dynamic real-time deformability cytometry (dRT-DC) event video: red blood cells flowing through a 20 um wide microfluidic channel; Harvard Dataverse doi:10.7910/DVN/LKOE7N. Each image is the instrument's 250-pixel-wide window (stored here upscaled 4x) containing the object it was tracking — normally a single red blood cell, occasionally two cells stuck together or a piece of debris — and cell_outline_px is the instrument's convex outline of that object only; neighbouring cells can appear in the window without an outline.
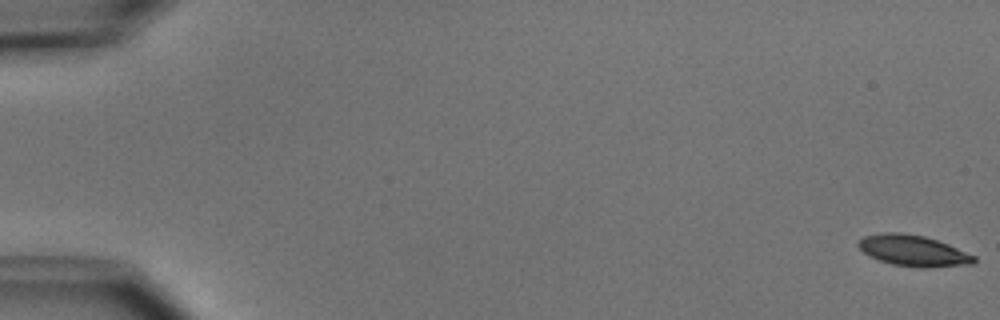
{"species": "common noctule bat (a hibernating species)", "species_latin": "Nyctalus noctula", "temperature_condition": "cold", "stored_images_in_passage": 54, "camera_frame_rate_fps": 3000, "um_per_image_px": 0.085, "animal": {"sex": "male", "body_mass_g": 15.6}, "frame": {"image": 1, "passage_image": 1, "time_ms": 0.0, "image_size_px": [1000, 320], "cell_outline_px": [[976, 260], [972, 264], [924, 268], [920, 268], [892, 264], [880, 260], [864, 252], [856, 244], [864, 236], [880, 232], [900, 232], [924, 236], [948, 244], [976, 256]], "centroid_in_image_um": [77.63, 21.3], "position_along_channel_um": 7.4, "area_um2": 20.81}}
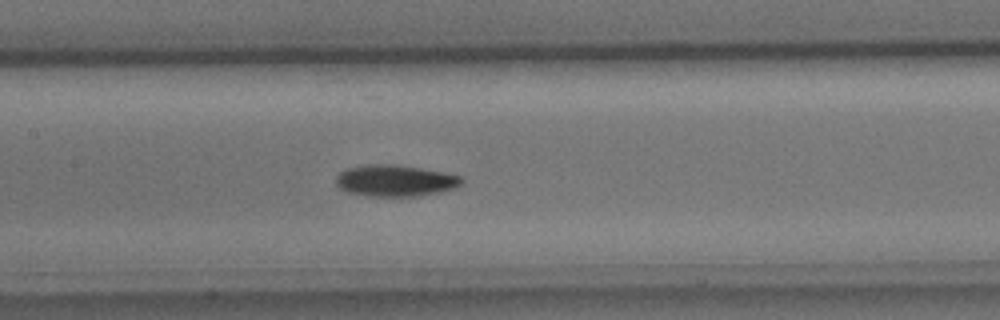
{"frame": {"image": 2, "passage_image": 27, "time_ms": 8.667, "image_size_px": [1000, 320], "cell_outline_px": [[464, 180], [456, 188], [440, 192], [416, 196], [368, 196], [348, 192], [340, 188], [336, 184], [336, 176], [340, 172], [348, 168], [372, 164], [392, 164], [420, 168], [444, 172], [464, 176]], "centroid_in_image_um": [33.63, 15.36], "position_along_channel_um": 173.8, "area_um2": 23.06}}
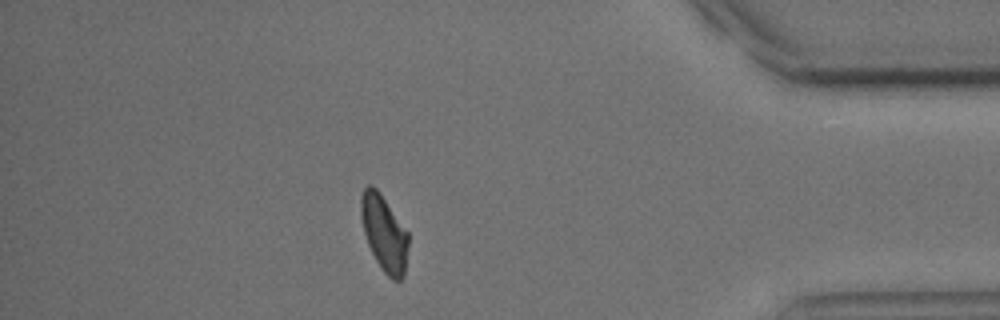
{"frame": {"image": 3, "passage_image": 48, "time_ms": 15.667, "image_size_px": [1000, 320], "cell_outline_px": [[408, 244], [404, 276], [400, 280], [392, 280], [384, 272], [376, 260], [368, 244], [364, 232], [360, 216], [360, 196], [364, 188], [368, 184], [372, 184], [380, 192], [408, 232]], "centroid_in_image_um": [32.64, 19.79], "position_along_channel_um": 402.6, "area_um2": 20.98}, "authors_computed_cell_mechanics": {"area_um2": 21.4438, "velocity_mm_per_s": 3.7677, "shape_relaxation_time_tau1_ms": 3.3706, "shape_relaxation_time_tau2_ms": null, "deformation_change_tau1": 0.1149, "deformation_change_tau2": null}}